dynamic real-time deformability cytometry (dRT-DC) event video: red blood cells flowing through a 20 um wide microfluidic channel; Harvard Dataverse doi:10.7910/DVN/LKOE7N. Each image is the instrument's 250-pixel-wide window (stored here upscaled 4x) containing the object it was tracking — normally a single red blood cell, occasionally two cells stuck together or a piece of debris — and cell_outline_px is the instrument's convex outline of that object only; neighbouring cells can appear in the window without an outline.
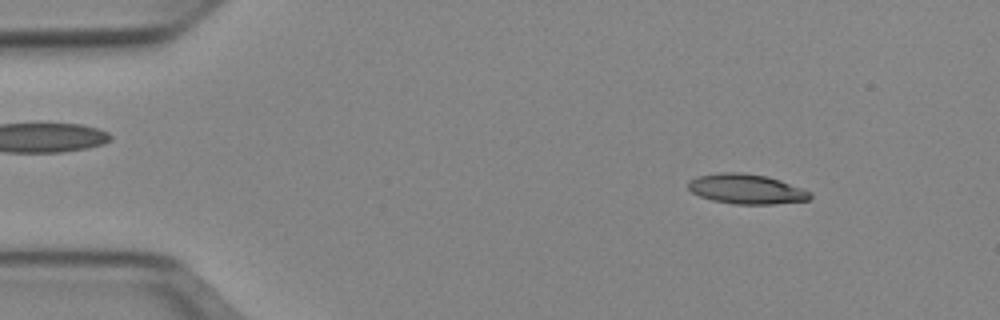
{"species": "Egyptian fruit bat (a non-hibernating species)", "species_latin": "Rousettus aegyptiacus", "temperature_condition": "cold", "stored_images_in_passage": 51, "camera_frame_rate_fps": 3000, "um_per_image_px": 0.085, "animal": {"sex": "female"}, "frame": {"image": 1, "passage_image": 6, "time_ms": 1.667, "image_size_px": [1000, 320], "cell_outline_px": [[812, 196], [808, 200], [772, 204], [732, 204], [712, 200], [700, 196], [692, 192], [688, 188], [688, 180], [696, 176], [720, 172], [740, 172], [768, 176], [804, 188], [812, 192]], "centroid_in_image_um": [63.44, 16.06], "position_along_channel_um": 21.6, "area_um2": 21.44}}
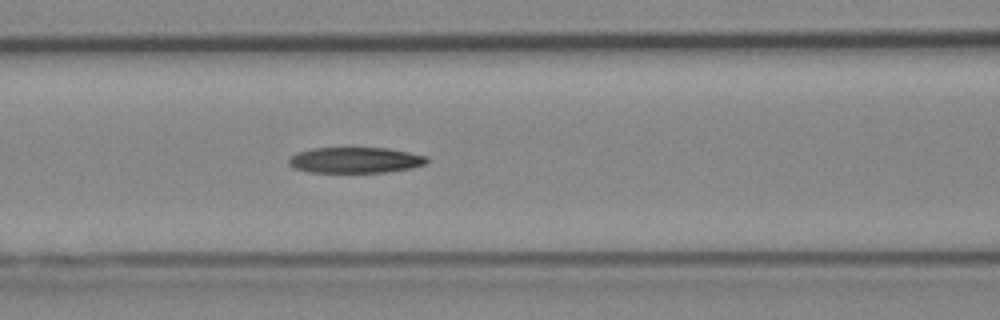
{"frame": {"image": 2, "passage_image": 21, "time_ms": 6.667, "image_size_px": [1000, 320], "cell_outline_px": [[428, 164], [412, 168], [388, 172], [308, 172], [296, 168], [288, 164], [288, 160], [296, 152], [312, 148], [388, 148], [428, 156]], "centroid_in_image_um": [30.23, 13.61], "position_along_channel_um": 136.4, "area_um2": 20.87}}
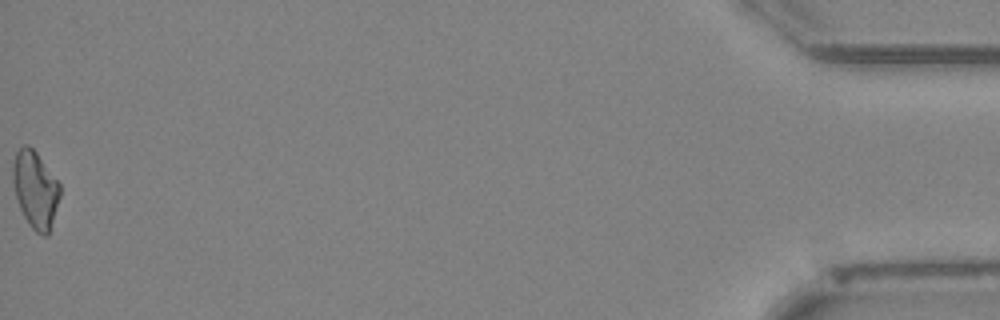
{"frame": {"image": 3, "passage_image": 51, "time_ms": 16.667, "image_size_px": [1000, 320], "cell_outline_px": [[60, 196], [48, 236], [44, 236], [36, 232], [28, 224], [20, 208], [16, 196], [12, 180], [12, 164], [16, 152], [24, 144], [28, 144], [36, 152], [60, 184]], "centroid_in_image_um": [2.99, 16.11], "position_along_channel_um": 432.2, "area_um2": 21.04}}